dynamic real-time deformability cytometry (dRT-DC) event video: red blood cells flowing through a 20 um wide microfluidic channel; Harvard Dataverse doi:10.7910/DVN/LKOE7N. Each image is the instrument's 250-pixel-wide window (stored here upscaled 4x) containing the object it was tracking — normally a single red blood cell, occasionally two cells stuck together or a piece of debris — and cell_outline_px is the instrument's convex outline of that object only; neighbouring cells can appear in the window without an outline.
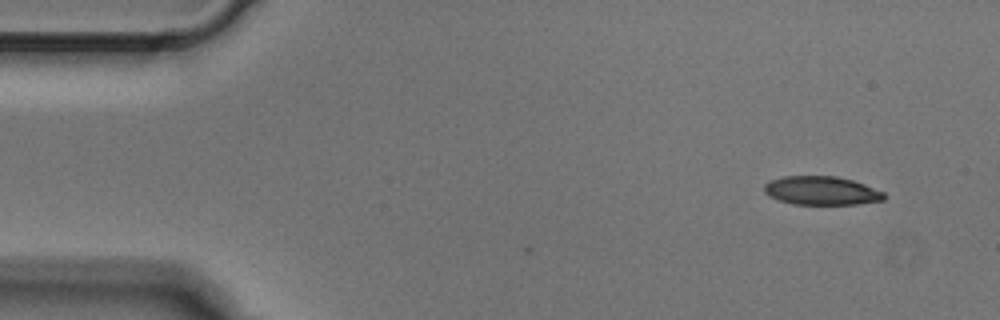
{"species": "Egyptian fruit bat (a non-hibernating species)", "species_latin": "Rousettus aegyptiacus", "temperature_condition": "cold", "stored_images_in_passage": 3, "camera_frame_rate_fps": 3000, "um_per_image_px": 0.085, "animal": {"sex": "male"}, "frame": {"image": 1, "passage_image": 1, "time_ms": 0.0, "image_size_px": [1000, 320], "cell_outline_px": [[884, 200], [856, 204], [792, 204], [768, 196], [764, 192], [764, 184], [772, 180], [784, 176], [836, 176], [852, 180], [864, 184], [884, 192]], "centroid_in_image_um": [69.81, 16.2], "position_along_channel_um": 15.2, "area_um2": 19.88}}
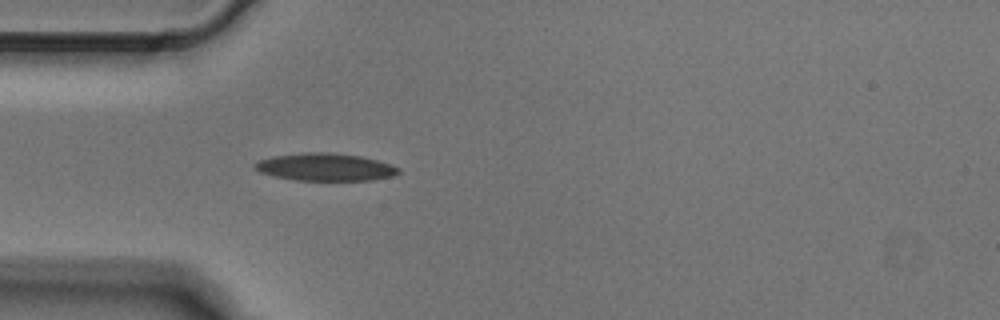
{"frame": {"image": 2, "passage_image": 3, "time_ms": 0.667, "image_size_px": [1000, 320], "cell_outline_px": [[400, 172], [392, 176], [372, 180], [296, 180], [276, 176], [260, 172], [252, 168], [252, 164], [260, 160], [272, 156], [308, 152], [332, 152], [360, 156], [376, 160], [400, 168]], "centroid_in_image_um": [27.62, 14.19], "position_along_channel_um": 57.4, "area_um2": 22.95}}